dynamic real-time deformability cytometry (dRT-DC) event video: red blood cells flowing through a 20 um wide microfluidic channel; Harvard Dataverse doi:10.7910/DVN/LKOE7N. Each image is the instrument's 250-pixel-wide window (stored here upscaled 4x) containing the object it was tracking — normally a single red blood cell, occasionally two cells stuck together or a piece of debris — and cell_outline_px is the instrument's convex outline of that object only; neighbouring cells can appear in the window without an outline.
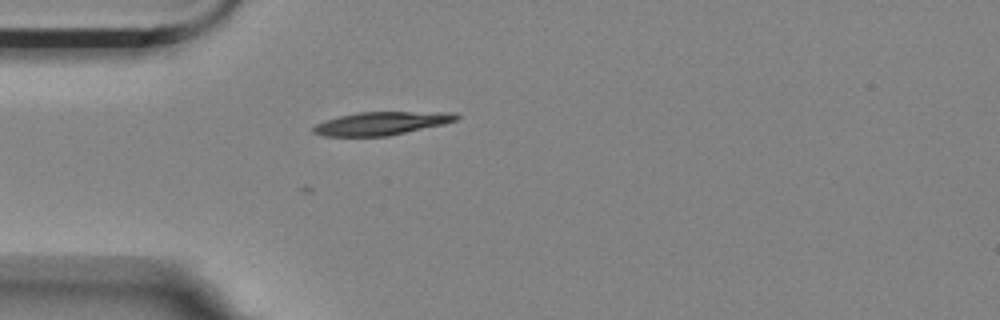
{"species": "Egyptian fruit bat (a non-hibernating species)", "species_latin": "Rousettus aegyptiacus", "temperature_condition": "room temperature", "stored_images_in_passage": 1, "camera_frame_rate_fps": 3000, "um_per_image_px": 0.085, "animal": {"sex": "female"}, "frame": {"image": 1, "passage_image": 1, "time_ms": 0.0, "image_size_px": [1000, 320], "cell_outline_px": [[460, 116], [456, 120], [444, 124], [388, 136], [324, 136], [312, 132], [312, 128], [316, 124], [324, 120], [340, 116], [360, 112], [456, 112]], "centroid_in_image_um": [32.43, 10.48], "position_along_channel_um": 52.6, "area_um2": 19.31}}